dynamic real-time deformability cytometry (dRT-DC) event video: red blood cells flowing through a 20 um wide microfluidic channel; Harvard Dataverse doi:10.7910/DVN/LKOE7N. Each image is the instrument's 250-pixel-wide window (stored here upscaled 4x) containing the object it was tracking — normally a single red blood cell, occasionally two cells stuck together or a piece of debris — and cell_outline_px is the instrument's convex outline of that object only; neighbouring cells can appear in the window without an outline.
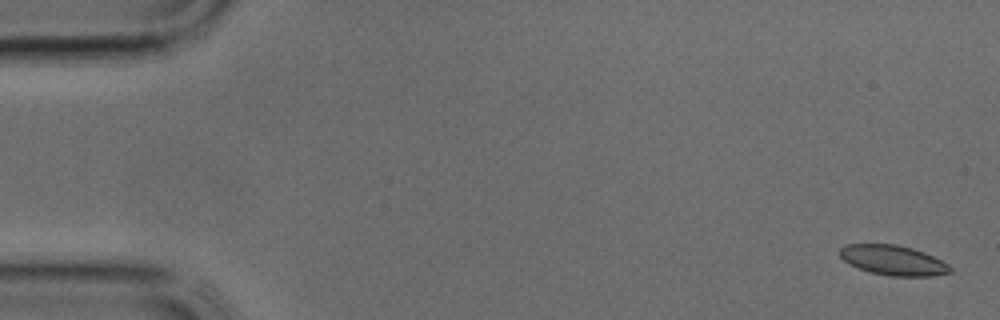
{"species": "common noctule bat (a hibernating species)", "species_latin": "Nyctalus noctula", "temperature_condition": "cold", "stored_images_in_passage": 38, "camera_frame_rate_fps": 3000, "um_per_image_px": 0.085, "animal": {"sex": "male", "body_mass_g": 17.9, "forearm_length_mm": 54.2}, "frame": {"image": 1, "passage_image": 1, "time_ms": 0.0, "image_size_px": [1000, 320], "cell_outline_px": [[952, 272], [932, 276], [888, 276], [872, 272], [860, 268], [844, 260], [840, 256], [840, 248], [848, 244], [896, 244], [912, 248], [924, 252], [948, 264], [952, 268]], "centroid_in_image_um": [75.95, 22.12], "position_along_channel_um": 9.1, "area_um2": 19.02}}
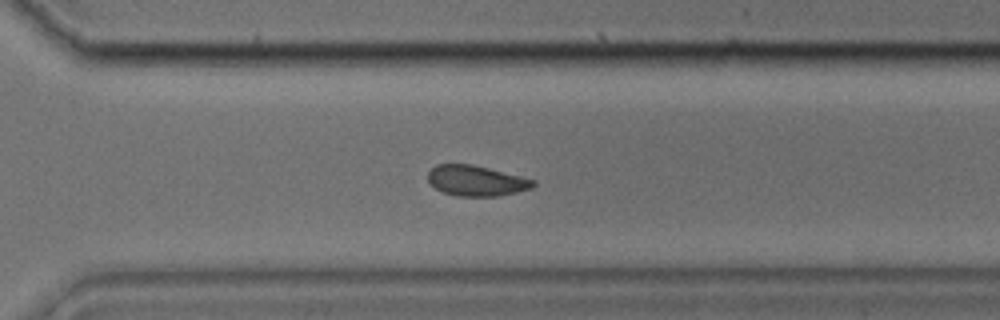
{"frame": {"image": 2, "passage_image": 27, "time_ms": 8.667, "image_size_px": [1000, 320], "cell_outline_px": [[536, 184], [532, 188], [516, 192], [496, 196], [456, 196], [444, 192], [436, 188], [428, 180], [428, 172], [436, 164], [472, 164], [536, 180]], "centroid_in_image_um": [40.48, 15.36], "position_along_channel_um": 330.1, "area_um2": 18.55}}
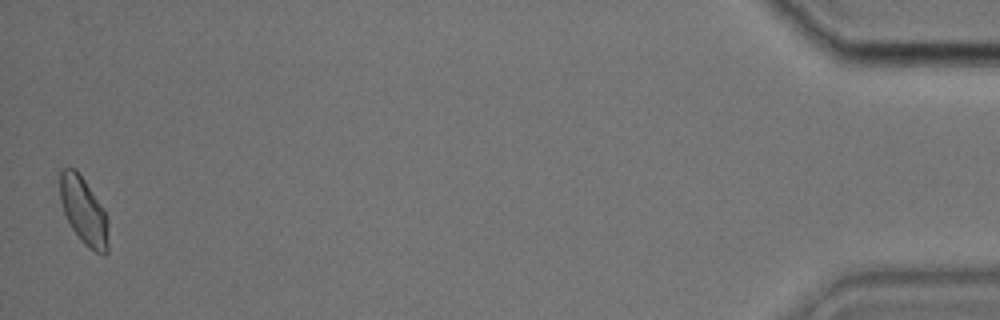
{"frame": {"image": 3, "passage_image": 38, "time_ms": 12.333, "image_size_px": [1000, 320], "cell_outline_px": [[108, 252], [104, 256], [88, 248], [80, 240], [72, 228], [64, 212], [60, 200], [60, 168], [76, 168], [104, 208], [108, 220]], "centroid_in_image_um": [7.13, 17.94], "position_along_channel_um": 428.1, "area_um2": 19.13}}